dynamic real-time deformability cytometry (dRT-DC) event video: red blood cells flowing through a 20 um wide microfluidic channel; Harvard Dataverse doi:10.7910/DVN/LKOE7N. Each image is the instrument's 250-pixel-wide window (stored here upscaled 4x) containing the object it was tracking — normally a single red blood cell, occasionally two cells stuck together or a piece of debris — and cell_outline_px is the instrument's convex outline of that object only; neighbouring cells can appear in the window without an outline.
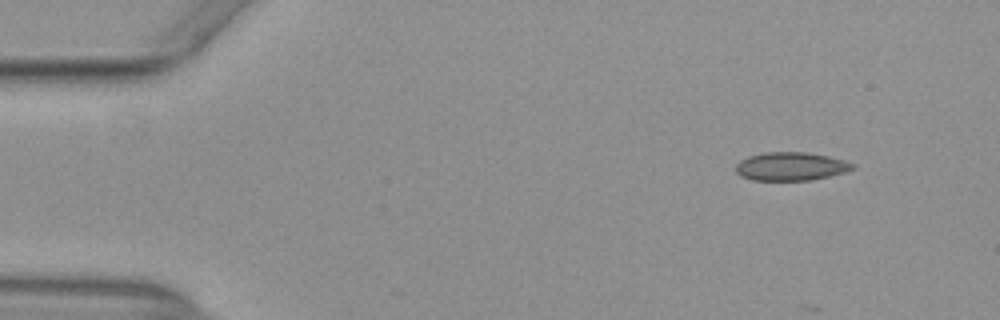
{"species": "common noctule bat (a hibernating species)", "species_latin": "Nyctalus noctula", "temperature_condition": "warm", "stored_images_in_passage": 12, "camera_frame_rate_fps": 3000, "um_per_image_px": 0.085, "animal": {"sex": "female", "body_mass_g": 29.2, "forearm_length_mm": 56.3}, "frame": {"image": 1, "passage_image": 6, "time_ms": 1.667, "image_size_px": [1000, 320], "cell_outline_px": [[856, 168], [844, 172], [812, 180], [752, 180], [740, 176], [736, 172], [736, 164], [740, 160], [748, 156], [764, 152], [808, 152], [828, 156], [844, 160], [856, 164]], "centroid_in_image_um": [67.22, 14.14], "position_along_channel_um": 17.8, "area_um2": 19.42}}